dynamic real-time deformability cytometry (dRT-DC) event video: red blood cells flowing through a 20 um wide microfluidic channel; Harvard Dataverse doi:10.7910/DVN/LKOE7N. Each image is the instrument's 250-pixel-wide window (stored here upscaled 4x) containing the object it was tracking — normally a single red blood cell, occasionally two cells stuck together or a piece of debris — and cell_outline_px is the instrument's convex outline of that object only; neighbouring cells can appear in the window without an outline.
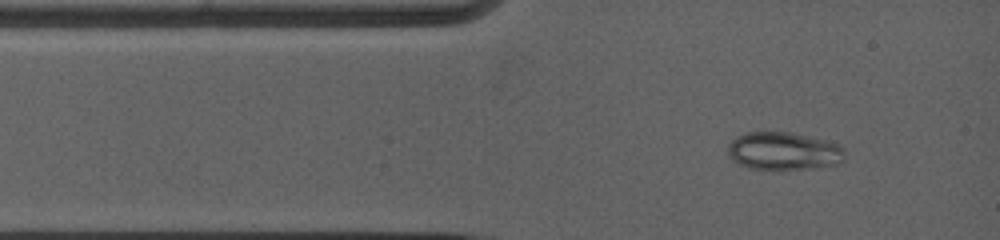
{"species": "common noctule bat (a hibernating species)", "species_latin": "Nyctalus noctula", "temperature_condition": "warm", "stored_images_in_passage": 2, "camera_frame_rate_fps": 5000, "um_per_image_px": 0.085, "animal": {"sex": "female", "body_mass_g": 19.0, "forearm_length_mm": 53.3}, "frame": {"image": 1, "passage_image": 1, "time_ms": 0.0, "image_size_px": [1000, 240], "cell_outline_px": [[844, 160], [840, 164], [816, 168], [748, 168], [732, 160], [728, 156], [728, 144], [736, 136], [748, 132], [788, 132], [828, 140], [844, 148]], "centroid_in_image_um": [66.62, 12.83], "position_along_channel_um": 18.4, "area_um2": 25.72}}